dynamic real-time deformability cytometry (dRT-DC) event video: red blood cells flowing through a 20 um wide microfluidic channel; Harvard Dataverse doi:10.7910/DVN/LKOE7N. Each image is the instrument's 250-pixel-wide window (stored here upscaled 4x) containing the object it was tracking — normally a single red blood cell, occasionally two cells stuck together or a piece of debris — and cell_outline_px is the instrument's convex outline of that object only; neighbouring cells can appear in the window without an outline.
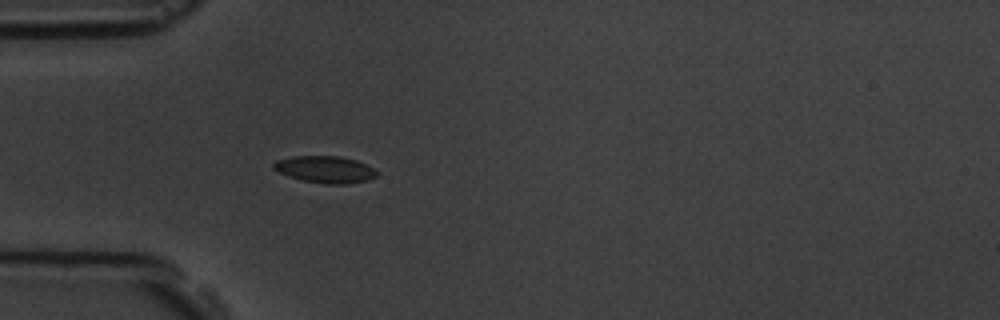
{"species": "common noctule bat (a hibernating species)", "species_latin": "Nyctalus noctula", "temperature_condition": "room temperature", "stored_images_in_passage": 2, "camera_frame_rate_fps": 3000, "um_per_image_px": 0.085, "animal": {"sex": "male", "body_mass_g": 19.5, "forearm_length_mm": 54.6}, "frame": {"image": 1, "passage_image": 2, "time_ms": 1.0, "image_size_px": [1000, 320], "cell_outline_px": [[376, 176], [368, 180], [344, 184], [324, 184], [300, 180], [288, 176], [272, 168], [272, 164], [276, 160], [292, 156], [340, 156], [356, 160], [372, 168], [376, 172]], "centroid_in_image_um": [27.58, 14.4], "position_along_channel_um": 57.4, "area_um2": 16.13}}